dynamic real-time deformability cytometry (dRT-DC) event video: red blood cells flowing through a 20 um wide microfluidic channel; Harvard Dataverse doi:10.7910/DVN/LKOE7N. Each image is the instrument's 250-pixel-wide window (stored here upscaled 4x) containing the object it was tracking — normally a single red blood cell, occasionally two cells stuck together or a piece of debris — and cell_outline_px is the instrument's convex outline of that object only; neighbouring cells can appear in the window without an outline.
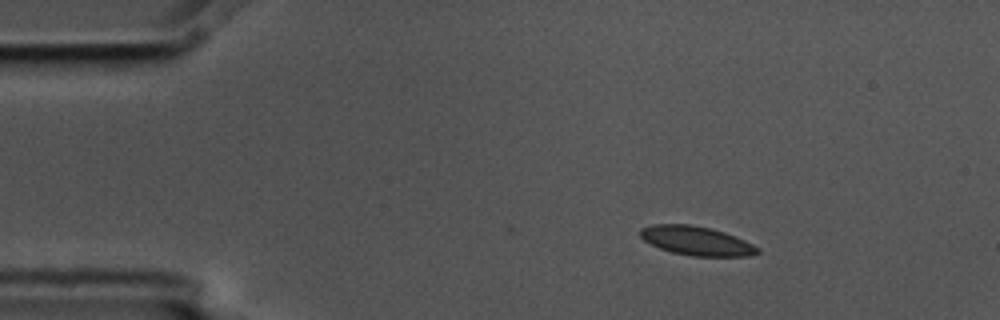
{"species": "common noctule bat (a hibernating species)", "species_latin": "Nyctalus noctula", "temperature_condition": "cold", "stored_images_in_passage": 4, "segment_of_instrument_passage": [1, 2], "camera_frame_rate_fps": 3000, "um_per_image_px": 0.085, "animal": {"sex": "male", "body_mass_g": 17.5, "forearm_length_mm": 52.3}, "frame": {"image": 1, "passage_image": 1, "time_ms": 0.0, "image_size_px": [1000, 320], "cell_outline_px": [[760, 252], [748, 256], [692, 256], [672, 252], [660, 248], [644, 240], [640, 236], [640, 228], [652, 224], [692, 224], [712, 228], [736, 236], [760, 248]], "centroid_in_image_um": [59.2, 20.46], "position_along_channel_um": 25.8, "area_um2": 19.88}}